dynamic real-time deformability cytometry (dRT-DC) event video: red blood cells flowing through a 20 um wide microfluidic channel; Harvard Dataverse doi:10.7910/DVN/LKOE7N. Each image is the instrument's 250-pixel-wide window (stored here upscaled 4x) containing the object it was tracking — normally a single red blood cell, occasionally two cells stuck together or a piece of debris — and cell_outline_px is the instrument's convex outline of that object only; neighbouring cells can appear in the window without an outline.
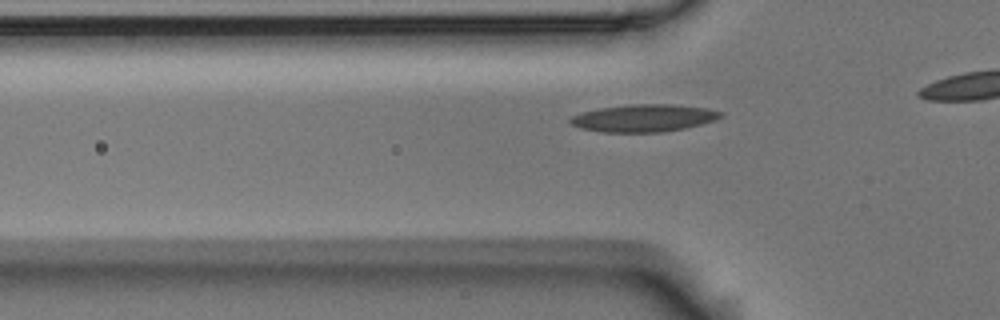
{"species": "Egyptian fruit bat (a non-hibernating species)", "species_latin": "Rousettus aegyptiacus", "temperature_condition": "room temperature", "stored_images_in_passage": 18, "camera_frame_rate_fps": 3000, "um_per_image_px": 0.085, "animal": {"sex": "male"}, "frame": {"image": 1, "passage_image": 12, "time_ms": 3.667, "image_size_px": [1000, 320], "cell_outline_px": [[724, 116], [716, 120], [684, 128], [660, 132], [600, 132], [580, 128], [572, 124], [568, 120], [572, 116], [584, 112], [600, 108], [628, 104], [672, 104], [708, 108], [724, 112]], "centroid_in_image_um": [54.75, 10.03], "position_along_channel_um": 71.0, "area_um2": 24.04}}
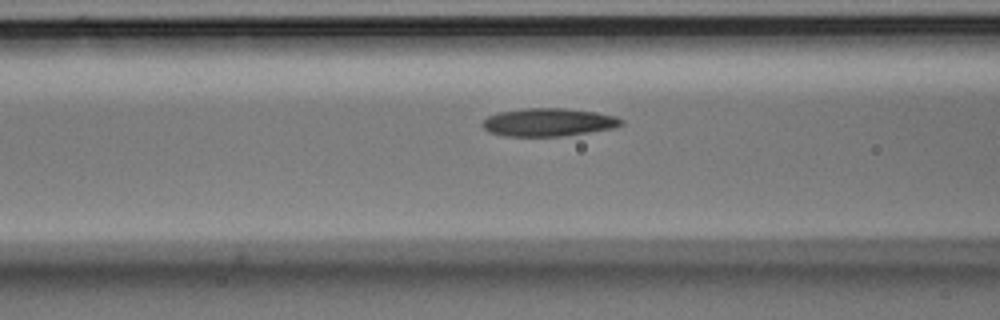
{"frame": {"image": 2, "passage_image": 16, "time_ms": 5.0, "image_size_px": [1000, 320], "cell_outline_px": [[624, 124], [612, 128], [564, 136], [504, 136], [488, 132], [480, 124], [488, 116], [500, 112], [524, 108], [564, 108], [596, 112], [616, 116], [624, 120]], "centroid_in_image_um": [46.61, 10.39], "position_along_channel_um": 120.0, "area_um2": 22.72}}